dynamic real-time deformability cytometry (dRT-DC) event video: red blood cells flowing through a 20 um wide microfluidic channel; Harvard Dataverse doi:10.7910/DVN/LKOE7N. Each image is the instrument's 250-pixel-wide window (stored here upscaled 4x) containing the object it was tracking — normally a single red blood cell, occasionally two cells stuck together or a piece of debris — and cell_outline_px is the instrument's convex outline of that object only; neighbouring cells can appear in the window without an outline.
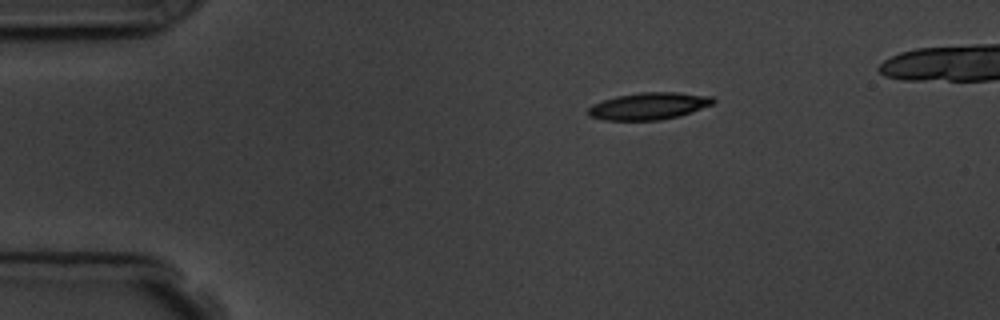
{"species": "common noctule bat (a hibernating species)", "species_latin": "Nyctalus noctula", "temperature_condition": "room temperature", "stored_images_in_passage": 4, "camera_frame_rate_fps": 3000, "um_per_image_px": 0.085, "animal": {"sex": "male", "body_mass_g": 19.5, "forearm_length_mm": 54.6}, "frame": {"image": 1, "passage_image": 1, "time_ms": 0.0, "image_size_px": [1000, 320], "cell_outline_px": [[716, 100], [712, 104], [692, 112], [680, 116], [660, 120], [604, 120], [588, 116], [588, 108], [592, 104], [616, 96], [640, 92], [676, 92], [712, 96]], "centroid_in_image_um": [55.15, 9.01], "position_along_channel_um": 29.9, "area_um2": 19.77}}